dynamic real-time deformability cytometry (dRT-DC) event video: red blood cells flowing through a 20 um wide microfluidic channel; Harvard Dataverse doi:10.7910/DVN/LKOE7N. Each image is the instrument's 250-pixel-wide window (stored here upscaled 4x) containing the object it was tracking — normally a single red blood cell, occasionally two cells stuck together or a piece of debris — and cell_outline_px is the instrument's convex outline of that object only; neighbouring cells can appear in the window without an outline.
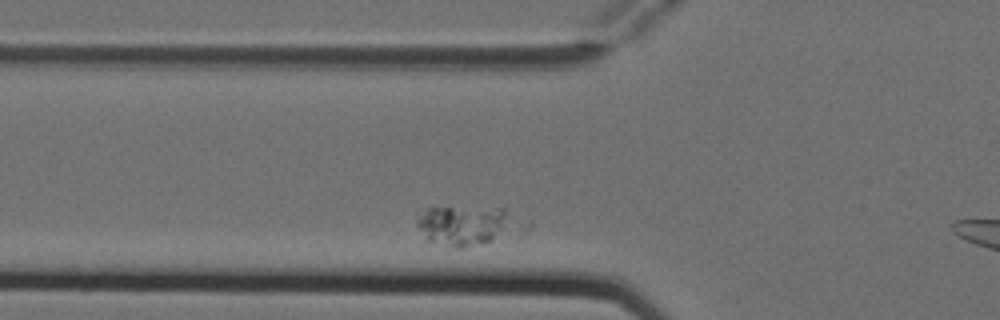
{"species": "Egyptian fruit bat (a non-hibernating species)", "species_latin": "Rousettus aegyptiacus", "temperature_condition": "cold", "stored_images_in_passage": 4, "camera_frame_rate_fps": 3000, "um_per_image_px": 0.085, "animal": {"sex": "female"}, "frame": {"image": 1, "passage_image": 3, "time_ms": 0.667, "image_size_px": [1000, 320], "cell_outline_px": [[504, 216], [500, 228], [492, 240], [464, 248], [448, 248], [428, 240], [416, 224], [416, 220], [428, 208], [504, 208]], "centroid_in_image_um": [39.14, 19.19], "position_along_channel_um": 86.7, "area_um2": 20.58}}